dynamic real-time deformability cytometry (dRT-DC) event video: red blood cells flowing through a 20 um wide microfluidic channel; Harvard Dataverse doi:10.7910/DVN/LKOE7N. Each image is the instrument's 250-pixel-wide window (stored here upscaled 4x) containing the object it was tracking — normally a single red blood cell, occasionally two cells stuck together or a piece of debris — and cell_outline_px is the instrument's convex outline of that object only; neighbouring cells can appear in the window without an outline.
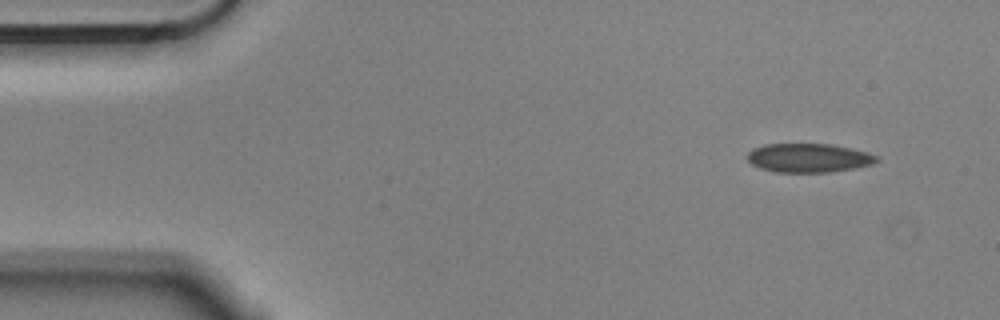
{"species": "Egyptian fruit bat (a non-hibernating species)", "species_latin": "Rousettus aegyptiacus", "temperature_condition": "cold", "stored_images_in_passage": 4, "camera_frame_rate_fps": 3000, "um_per_image_px": 0.085, "animal": {"sex": "male"}, "frame": {"image": 1, "passage_image": 1, "time_ms": 0.0, "image_size_px": [1000, 320], "cell_outline_px": [[880, 160], [872, 164], [852, 168], [828, 172], [776, 172], [760, 168], [752, 164], [748, 160], [748, 152], [752, 148], [764, 144], [832, 144], [868, 152], [880, 156]], "centroid_in_image_um": [68.75, 13.41], "position_along_channel_um": 16.3, "area_um2": 21.79}}
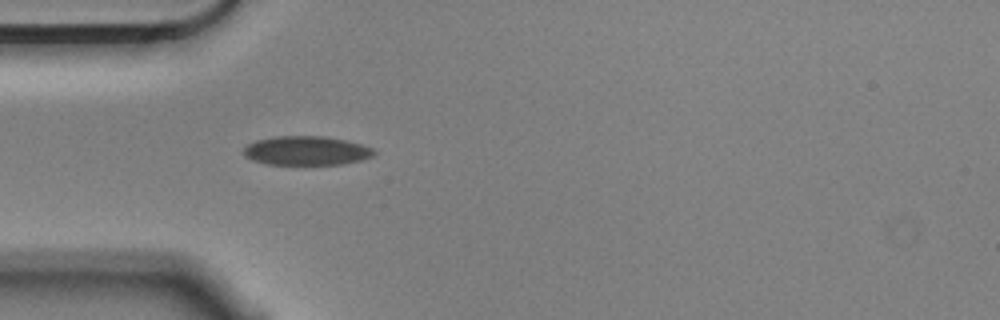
{"frame": {"image": 2, "passage_image": 4, "time_ms": 1.0, "image_size_px": [1000, 320], "cell_outline_px": [[376, 152], [372, 156], [360, 160], [344, 164], [268, 164], [252, 160], [244, 156], [244, 148], [248, 144], [256, 140], [276, 136], [324, 136], [344, 140], [360, 144], [372, 148]], "centroid_in_image_um": [26.02, 12.8], "position_along_channel_um": 59.0, "area_um2": 21.91}}